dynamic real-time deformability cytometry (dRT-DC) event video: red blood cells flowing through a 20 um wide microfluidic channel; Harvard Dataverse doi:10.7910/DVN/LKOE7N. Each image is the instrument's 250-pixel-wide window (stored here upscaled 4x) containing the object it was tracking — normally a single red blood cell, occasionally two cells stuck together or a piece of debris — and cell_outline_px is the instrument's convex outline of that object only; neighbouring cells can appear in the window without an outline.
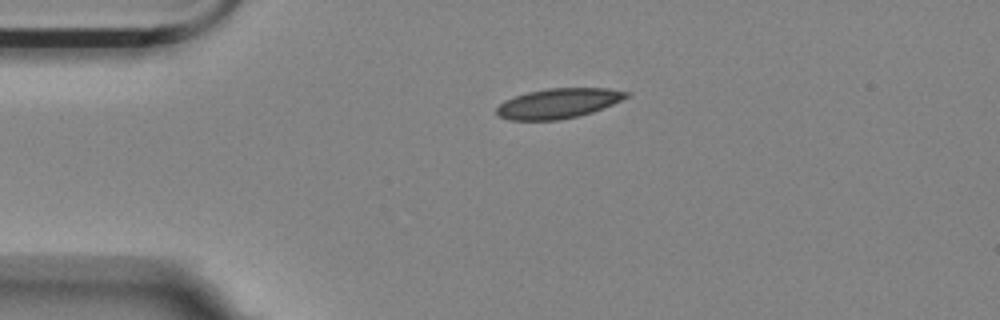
{"species": "Egyptian fruit bat (a non-hibernating species)", "species_latin": "Rousettus aegyptiacus", "temperature_condition": "room temperature", "stored_images_in_passage": 6, "camera_frame_rate_fps": 3000, "um_per_image_px": 0.085, "animal": {"sex": "female"}, "frame": {"image": 1, "passage_image": 6, "time_ms": 5.667, "image_size_px": [1000, 320], "cell_outline_px": [[628, 96], [612, 104], [592, 112], [576, 116], [556, 120], [512, 120], [500, 116], [496, 112], [496, 108], [504, 100], [528, 92], [548, 88], [608, 88], [628, 92]], "centroid_in_image_um": [47.43, 8.78], "position_along_channel_um": 37.6, "area_um2": 22.25}}